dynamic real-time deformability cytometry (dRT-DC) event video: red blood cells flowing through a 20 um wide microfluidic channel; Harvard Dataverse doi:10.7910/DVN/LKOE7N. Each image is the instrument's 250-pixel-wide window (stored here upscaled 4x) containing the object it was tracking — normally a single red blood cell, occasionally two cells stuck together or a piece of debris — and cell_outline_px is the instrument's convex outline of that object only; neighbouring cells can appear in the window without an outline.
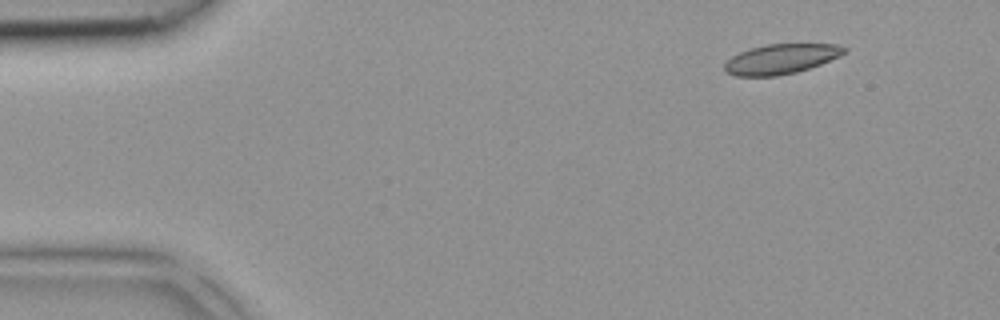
{"species": "common noctule bat (a hibernating species)", "species_latin": "Nyctalus noctula", "temperature_condition": "room temperature", "stored_images_in_passage": 3, "camera_frame_rate_fps": 3000, "um_per_image_px": 0.085, "animal": {"sex": "female", "body_mass_g": 18.4}, "frame": {"image": 1, "passage_image": 1, "time_ms": 0.0, "image_size_px": [1000, 320], "cell_outline_px": [[848, 52], [840, 56], [820, 64], [796, 72], [776, 76], [736, 76], [724, 72], [724, 64], [732, 56], [740, 52], [752, 48], [768, 44], [836, 44], [848, 48]], "centroid_in_image_um": [66.4, 5.01], "position_along_channel_um": 18.6, "area_um2": 20.81}}
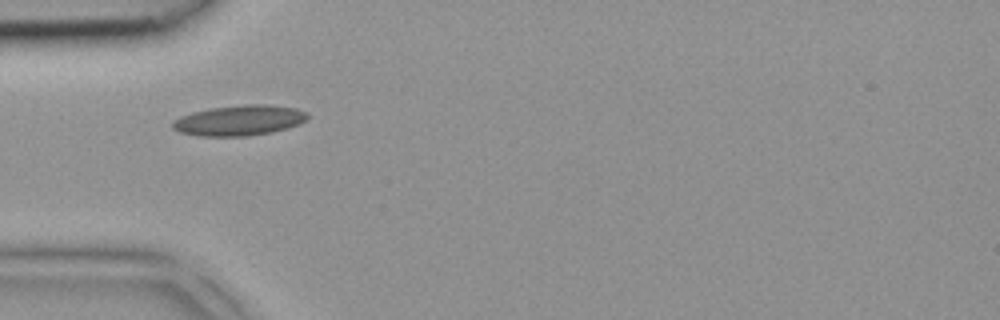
{"frame": {"image": 2, "passage_image": 3, "time_ms": 0.667, "image_size_px": [1000, 320], "cell_outline_px": [[308, 120], [300, 124], [288, 128], [272, 132], [248, 136], [196, 136], [180, 132], [172, 128], [172, 120], [180, 116], [192, 112], [208, 108], [248, 104], [264, 104], [296, 108], [308, 112]], "centroid_in_image_um": [20.34, 10.23], "position_along_channel_um": 64.7, "area_um2": 24.22}}